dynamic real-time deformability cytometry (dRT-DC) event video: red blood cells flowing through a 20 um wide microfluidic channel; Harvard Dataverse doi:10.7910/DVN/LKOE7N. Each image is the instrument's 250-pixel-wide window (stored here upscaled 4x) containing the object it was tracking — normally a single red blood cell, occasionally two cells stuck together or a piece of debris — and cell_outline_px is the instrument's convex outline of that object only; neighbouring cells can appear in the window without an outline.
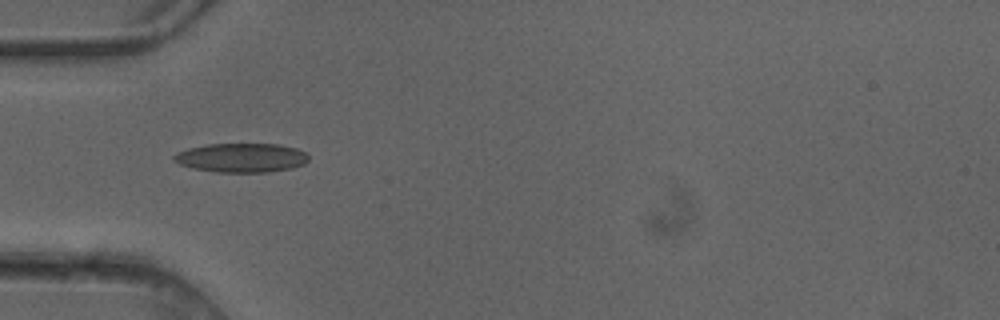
{"species": "common noctule bat (a hibernating species)", "species_latin": "Nyctalus noctula", "temperature_condition": "cold", "stored_images_in_passage": 6, "camera_frame_rate_fps": 3000, "um_per_image_px": 0.085, "animal": {"sex": "female"}, "frame": {"image": 1, "passage_image": 5, "time_ms": 1.333, "image_size_px": [1000, 320], "cell_outline_px": [[308, 160], [304, 164], [292, 168], [268, 172], [216, 172], [192, 168], [180, 164], [172, 160], [172, 156], [176, 152], [188, 148], [208, 144], [280, 144], [296, 148], [304, 152], [308, 156]], "centroid_in_image_um": [20.49, 13.41], "position_along_channel_um": 64.5, "area_um2": 22.95}}
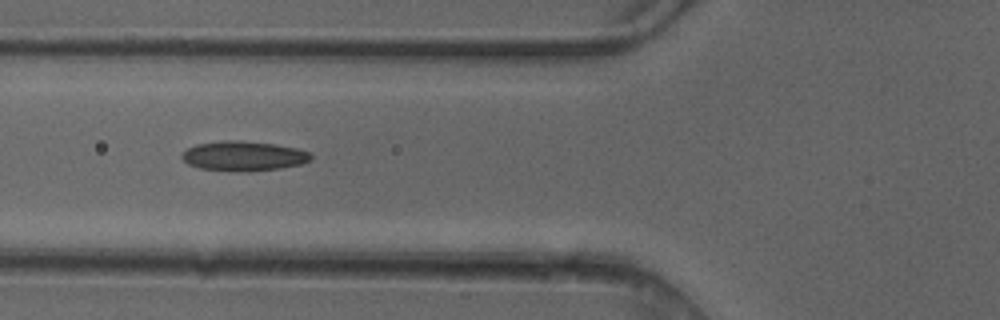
{"frame": {"image": 2, "passage_image": 6, "time_ms": 1.667, "image_size_px": [1000, 320], "cell_outline_px": [[312, 160], [300, 164], [280, 168], [248, 172], [240, 172], [200, 168], [188, 164], [180, 156], [188, 148], [196, 144], [224, 140], [240, 140], [276, 144], [296, 148], [308, 152], [312, 156]], "centroid_in_image_um": [20.71, 13.26], "position_along_channel_um": 105.1, "area_um2": 22.43}}